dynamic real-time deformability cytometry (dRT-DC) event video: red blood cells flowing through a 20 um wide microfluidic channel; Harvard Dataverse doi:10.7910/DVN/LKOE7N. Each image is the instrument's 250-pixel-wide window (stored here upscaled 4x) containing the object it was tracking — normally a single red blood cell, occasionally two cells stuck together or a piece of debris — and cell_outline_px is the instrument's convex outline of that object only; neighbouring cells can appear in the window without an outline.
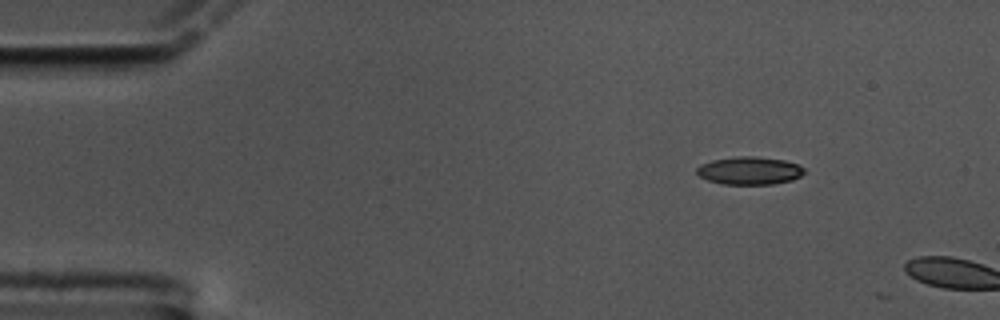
{"species": "common noctule bat (a hibernating species)", "species_latin": "Nyctalus noctula", "temperature_condition": "cold", "stored_images_in_passage": 3, "camera_frame_rate_fps": 3000, "um_per_image_px": 0.085, "animal": {"sex": "male", "body_mass_g": 17.5, "forearm_length_mm": 52.3}, "frame": {"image": 1, "passage_image": 1, "time_ms": 0.0, "image_size_px": [1000, 320], "cell_outline_px": [[804, 172], [800, 176], [792, 180], [772, 184], [720, 184], [708, 180], [700, 176], [696, 172], [696, 168], [700, 164], [712, 160], [736, 156], [756, 156], [784, 160], [796, 164], [804, 168]], "centroid_in_image_um": [63.68, 14.5], "position_along_channel_um": 21.3, "area_um2": 17.46}}